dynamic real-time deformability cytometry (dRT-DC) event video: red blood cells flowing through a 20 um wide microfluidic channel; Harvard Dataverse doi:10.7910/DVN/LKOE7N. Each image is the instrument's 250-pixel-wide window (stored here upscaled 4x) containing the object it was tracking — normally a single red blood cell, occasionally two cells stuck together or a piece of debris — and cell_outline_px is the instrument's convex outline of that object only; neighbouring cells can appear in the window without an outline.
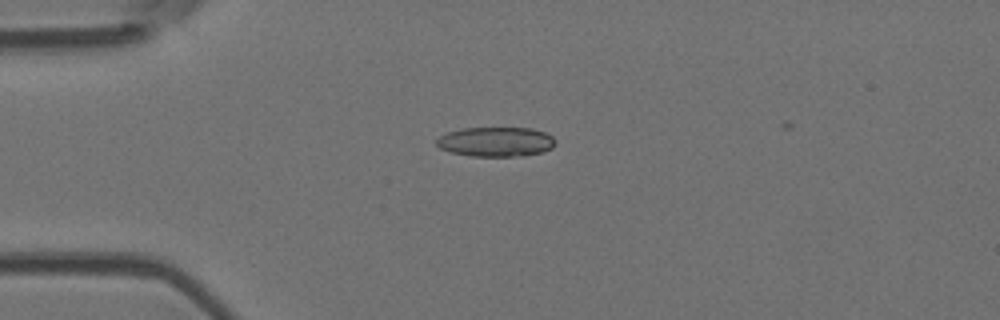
{"species": "Egyptian fruit bat (a non-hibernating species)", "species_latin": "Rousettus aegyptiacus", "temperature_condition": "room temperature", "stored_images_in_passage": 9, "camera_frame_rate_fps": 3000, "um_per_image_px": 0.085, "animal": {"sex": "female"}, "frame": {"image": 1, "passage_image": 3, "time_ms": 2.333, "image_size_px": [1000, 320], "cell_outline_px": [[556, 144], [552, 148], [544, 152], [524, 156], [472, 156], [452, 152], [440, 148], [436, 144], [436, 140], [440, 136], [448, 132], [464, 128], [532, 128], [544, 132], [552, 136], [556, 140]], "centroid_in_image_um": [42.2, 12.05], "position_along_channel_um": 42.8, "area_um2": 20.58}}
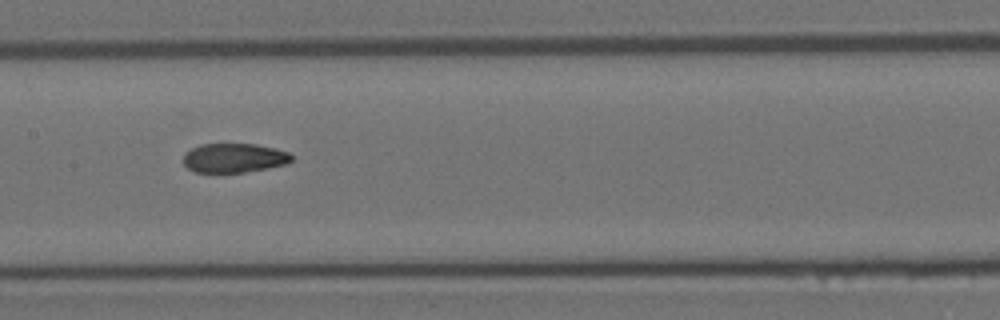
{"frame": {"image": 2, "passage_image": 7, "time_ms": 6.667, "image_size_px": [1000, 320], "cell_outline_px": [[292, 160], [288, 164], [244, 172], [196, 172], [188, 168], [184, 164], [184, 152], [200, 144], [256, 144], [276, 148], [288, 152], [292, 156]], "centroid_in_image_um": [19.91, 13.42], "position_along_channel_um": 187.5, "area_um2": 18.44}}
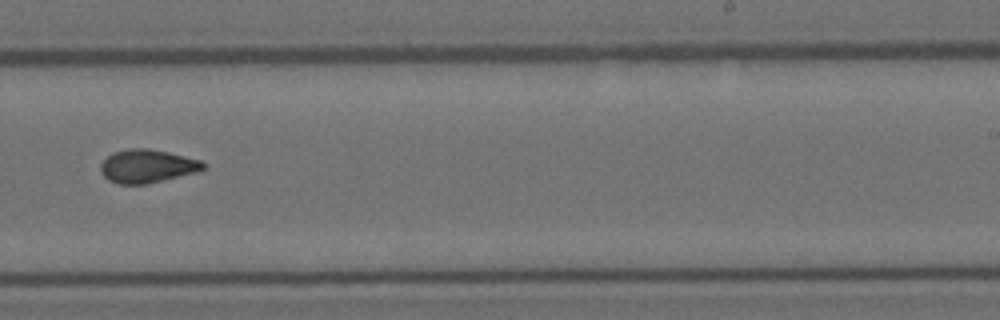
{"frame": {"image": 3, "passage_image": 9, "time_ms": 9.0, "image_size_px": [1000, 320], "cell_outline_px": [[204, 168], [196, 172], [148, 184], [120, 184], [108, 180], [100, 172], [100, 164], [112, 152], [128, 148], [148, 148], [168, 152], [200, 160], [204, 164]], "centroid_in_image_um": [12.47, 14.12], "position_along_channel_um": 276.5, "area_um2": 19.88}}